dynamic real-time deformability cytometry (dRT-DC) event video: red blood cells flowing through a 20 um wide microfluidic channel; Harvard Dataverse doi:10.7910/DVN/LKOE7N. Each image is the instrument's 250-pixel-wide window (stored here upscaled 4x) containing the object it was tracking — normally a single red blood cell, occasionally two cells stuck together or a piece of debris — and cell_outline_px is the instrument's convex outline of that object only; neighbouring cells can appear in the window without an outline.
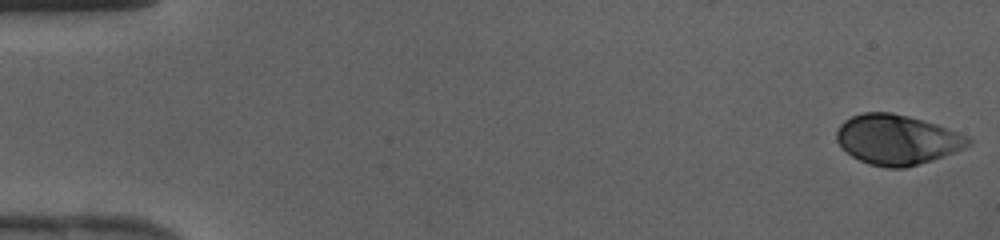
{"species": "human", "species_latin": "Homo sapiens", "temperature_condition": "cold", "stored_images_in_passage": 42, "camera_frame_rate_fps": 3000, "um_per_image_px": 0.085, "donor": {"sex": "female"}, "frame": {"image": 1, "passage_image": 1, "time_ms": 0.0, "image_size_px": [1000, 240], "cell_outline_px": [[972, 140], [964, 148], [944, 156], [932, 160], [904, 168], [888, 168], [868, 164], [852, 156], [836, 140], [836, 132], [840, 124], [844, 120], [852, 116], [864, 112], [892, 112], [908, 116], [936, 124], [968, 136]], "centroid_in_image_um": [76.23, 11.86], "position_along_channel_um": 8.8, "area_um2": 38.09}}
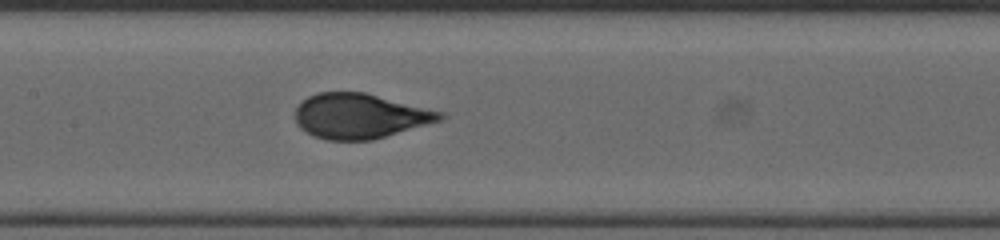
{"frame": {"image": 2, "passage_image": 21, "time_ms": 6.667, "image_size_px": [1000, 240], "cell_outline_px": [[448, 116], [444, 120], [372, 140], [324, 140], [312, 136], [300, 128], [296, 124], [296, 108], [308, 96], [320, 92], [364, 92], [444, 112]], "centroid_in_image_um": [30.62, 9.87], "position_along_channel_um": 176.8, "area_um2": 38.15}}
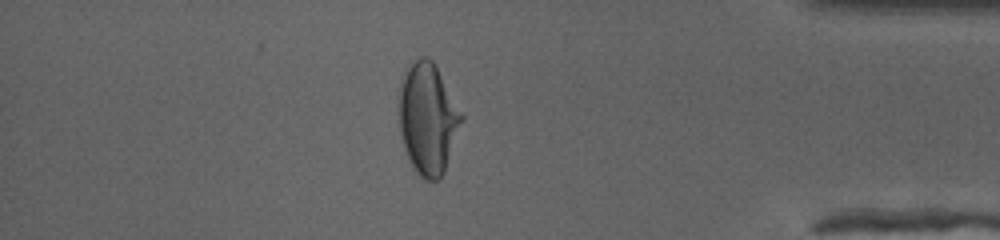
{"frame": {"image": 3, "passage_image": 37, "time_ms": 12.0, "image_size_px": [1000, 240], "cell_outline_px": [[464, 120], [444, 172], [436, 180], [428, 180], [420, 176], [416, 172], [408, 160], [400, 136], [400, 84], [404, 72], [420, 56], [428, 56], [436, 64], [464, 116]], "centroid_in_image_um": [36.39, 10.08], "position_along_channel_um": 398.8, "area_um2": 40.58}}